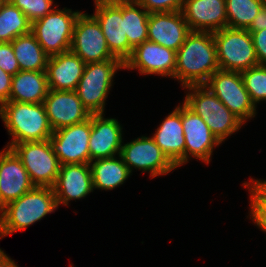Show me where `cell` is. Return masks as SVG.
Segmentation results:
<instances>
[{
  "mask_svg": "<svg viewBox=\"0 0 266 267\" xmlns=\"http://www.w3.org/2000/svg\"><path fill=\"white\" fill-rule=\"evenodd\" d=\"M250 217L261 230L266 232V205H250Z\"/></svg>",
  "mask_w": 266,
  "mask_h": 267,
  "instance_id": "37",
  "label": "cell"
},
{
  "mask_svg": "<svg viewBox=\"0 0 266 267\" xmlns=\"http://www.w3.org/2000/svg\"><path fill=\"white\" fill-rule=\"evenodd\" d=\"M57 208L53 188L34 187L4 207L0 214V239L16 231L25 230Z\"/></svg>",
  "mask_w": 266,
  "mask_h": 267,
  "instance_id": "3",
  "label": "cell"
},
{
  "mask_svg": "<svg viewBox=\"0 0 266 267\" xmlns=\"http://www.w3.org/2000/svg\"><path fill=\"white\" fill-rule=\"evenodd\" d=\"M152 138L176 167L185 164V138L181 105L162 121Z\"/></svg>",
  "mask_w": 266,
  "mask_h": 267,
  "instance_id": "22",
  "label": "cell"
},
{
  "mask_svg": "<svg viewBox=\"0 0 266 267\" xmlns=\"http://www.w3.org/2000/svg\"><path fill=\"white\" fill-rule=\"evenodd\" d=\"M0 214H1V198H0Z\"/></svg>",
  "mask_w": 266,
  "mask_h": 267,
  "instance_id": "42",
  "label": "cell"
},
{
  "mask_svg": "<svg viewBox=\"0 0 266 267\" xmlns=\"http://www.w3.org/2000/svg\"><path fill=\"white\" fill-rule=\"evenodd\" d=\"M244 87L256 106L266 101V65H257L241 72Z\"/></svg>",
  "mask_w": 266,
  "mask_h": 267,
  "instance_id": "30",
  "label": "cell"
},
{
  "mask_svg": "<svg viewBox=\"0 0 266 267\" xmlns=\"http://www.w3.org/2000/svg\"><path fill=\"white\" fill-rule=\"evenodd\" d=\"M220 69L212 32L191 31L176 51L173 78L182 87L205 84Z\"/></svg>",
  "mask_w": 266,
  "mask_h": 267,
  "instance_id": "1",
  "label": "cell"
},
{
  "mask_svg": "<svg viewBox=\"0 0 266 267\" xmlns=\"http://www.w3.org/2000/svg\"><path fill=\"white\" fill-rule=\"evenodd\" d=\"M11 149L21 159L35 187H50L56 183L60 163L48 140L14 144Z\"/></svg>",
  "mask_w": 266,
  "mask_h": 267,
  "instance_id": "8",
  "label": "cell"
},
{
  "mask_svg": "<svg viewBox=\"0 0 266 267\" xmlns=\"http://www.w3.org/2000/svg\"><path fill=\"white\" fill-rule=\"evenodd\" d=\"M120 156L131 173L134 167L149 172L152 178L177 168L152 137L142 136L122 145Z\"/></svg>",
  "mask_w": 266,
  "mask_h": 267,
  "instance_id": "13",
  "label": "cell"
},
{
  "mask_svg": "<svg viewBox=\"0 0 266 267\" xmlns=\"http://www.w3.org/2000/svg\"><path fill=\"white\" fill-rule=\"evenodd\" d=\"M43 104L53 131L84 122L91 116L75 91L49 89Z\"/></svg>",
  "mask_w": 266,
  "mask_h": 267,
  "instance_id": "15",
  "label": "cell"
},
{
  "mask_svg": "<svg viewBox=\"0 0 266 267\" xmlns=\"http://www.w3.org/2000/svg\"><path fill=\"white\" fill-rule=\"evenodd\" d=\"M119 69H124L121 60H106L85 65L75 92L91 114H104L113 77Z\"/></svg>",
  "mask_w": 266,
  "mask_h": 267,
  "instance_id": "5",
  "label": "cell"
},
{
  "mask_svg": "<svg viewBox=\"0 0 266 267\" xmlns=\"http://www.w3.org/2000/svg\"><path fill=\"white\" fill-rule=\"evenodd\" d=\"M185 0H136L149 13L182 11Z\"/></svg>",
  "mask_w": 266,
  "mask_h": 267,
  "instance_id": "33",
  "label": "cell"
},
{
  "mask_svg": "<svg viewBox=\"0 0 266 267\" xmlns=\"http://www.w3.org/2000/svg\"><path fill=\"white\" fill-rule=\"evenodd\" d=\"M85 65L84 61L71 51L49 56L46 68L49 89L75 91Z\"/></svg>",
  "mask_w": 266,
  "mask_h": 267,
  "instance_id": "23",
  "label": "cell"
},
{
  "mask_svg": "<svg viewBox=\"0 0 266 267\" xmlns=\"http://www.w3.org/2000/svg\"><path fill=\"white\" fill-rule=\"evenodd\" d=\"M11 43L20 71H46L49 55L31 32L18 36Z\"/></svg>",
  "mask_w": 266,
  "mask_h": 267,
  "instance_id": "26",
  "label": "cell"
},
{
  "mask_svg": "<svg viewBox=\"0 0 266 267\" xmlns=\"http://www.w3.org/2000/svg\"><path fill=\"white\" fill-rule=\"evenodd\" d=\"M48 91L46 71H19L12 76L9 101L43 103Z\"/></svg>",
  "mask_w": 266,
  "mask_h": 267,
  "instance_id": "24",
  "label": "cell"
},
{
  "mask_svg": "<svg viewBox=\"0 0 266 267\" xmlns=\"http://www.w3.org/2000/svg\"><path fill=\"white\" fill-rule=\"evenodd\" d=\"M32 184L21 159L11 149L5 147L0 151V198L1 213L4 207L31 191Z\"/></svg>",
  "mask_w": 266,
  "mask_h": 267,
  "instance_id": "17",
  "label": "cell"
},
{
  "mask_svg": "<svg viewBox=\"0 0 266 267\" xmlns=\"http://www.w3.org/2000/svg\"><path fill=\"white\" fill-rule=\"evenodd\" d=\"M191 29L182 11L154 12L148 17V40L177 51Z\"/></svg>",
  "mask_w": 266,
  "mask_h": 267,
  "instance_id": "18",
  "label": "cell"
},
{
  "mask_svg": "<svg viewBox=\"0 0 266 267\" xmlns=\"http://www.w3.org/2000/svg\"><path fill=\"white\" fill-rule=\"evenodd\" d=\"M103 115L91 114L90 162L120 155L123 128L117 119L104 118Z\"/></svg>",
  "mask_w": 266,
  "mask_h": 267,
  "instance_id": "19",
  "label": "cell"
},
{
  "mask_svg": "<svg viewBox=\"0 0 266 267\" xmlns=\"http://www.w3.org/2000/svg\"><path fill=\"white\" fill-rule=\"evenodd\" d=\"M244 187H247L250 192V205H266V180H254L244 182Z\"/></svg>",
  "mask_w": 266,
  "mask_h": 267,
  "instance_id": "34",
  "label": "cell"
},
{
  "mask_svg": "<svg viewBox=\"0 0 266 267\" xmlns=\"http://www.w3.org/2000/svg\"><path fill=\"white\" fill-rule=\"evenodd\" d=\"M93 16L101 26L111 53L123 63L132 55L124 27V0L96 1Z\"/></svg>",
  "mask_w": 266,
  "mask_h": 267,
  "instance_id": "11",
  "label": "cell"
},
{
  "mask_svg": "<svg viewBox=\"0 0 266 267\" xmlns=\"http://www.w3.org/2000/svg\"><path fill=\"white\" fill-rule=\"evenodd\" d=\"M204 85L243 123L256 115V106L244 87L241 72L219 69Z\"/></svg>",
  "mask_w": 266,
  "mask_h": 267,
  "instance_id": "9",
  "label": "cell"
},
{
  "mask_svg": "<svg viewBox=\"0 0 266 267\" xmlns=\"http://www.w3.org/2000/svg\"><path fill=\"white\" fill-rule=\"evenodd\" d=\"M12 76L0 68V106L9 101Z\"/></svg>",
  "mask_w": 266,
  "mask_h": 267,
  "instance_id": "36",
  "label": "cell"
},
{
  "mask_svg": "<svg viewBox=\"0 0 266 267\" xmlns=\"http://www.w3.org/2000/svg\"><path fill=\"white\" fill-rule=\"evenodd\" d=\"M53 189L58 206H67L72 199L86 197L94 191L90 164L60 165Z\"/></svg>",
  "mask_w": 266,
  "mask_h": 267,
  "instance_id": "21",
  "label": "cell"
},
{
  "mask_svg": "<svg viewBox=\"0 0 266 267\" xmlns=\"http://www.w3.org/2000/svg\"><path fill=\"white\" fill-rule=\"evenodd\" d=\"M53 0H13L12 3L18 7L32 23L49 12L53 11Z\"/></svg>",
  "mask_w": 266,
  "mask_h": 267,
  "instance_id": "31",
  "label": "cell"
},
{
  "mask_svg": "<svg viewBox=\"0 0 266 267\" xmlns=\"http://www.w3.org/2000/svg\"><path fill=\"white\" fill-rule=\"evenodd\" d=\"M0 68L11 76L20 71L11 42H0Z\"/></svg>",
  "mask_w": 266,
  "mask_h": 267,
  "instance_id": "32",
  "label": "cell"
},
{
  "mask_svg": "<svg viewBox=\"0 0 266 267\" xmlns=\"http://www.w3.org/2000/svg\"><path fill=\"white\" fill-rule=\"evenodd\" d=\"M13 0H2L3 3L12 2Z\"/></svg>",
  "mask_w": 266,
  "mask_h": 267,
  "instance_id": "40",
  "label": "cell"
},
{
  "mask_svg": "<svg viewBox=\"0 0 266 267\" xmlns=\"http://www.w3.org/2000/svg\"><path fill=\"white\" fill-rule=\"evenodd\" d=\"M183 88L189 90L184 103L201 117L220 143L244 124L204 84Z\"/></svg>",
  "mask_w": 266,
  "mask_h": 267,
  "instance_id": "4",
  "label": "cell"
},
{
  "mask_svg": "<svg viewBox=\"0 0 266 267\" xmlns=\"http://www.w3.org/2000/svg\"><path fill=\"white\" fill-rule=\"evenodd\" d=\"M70 51L85 64L106 60H120L109 50L101 26L93 15L80 13L75 25Z\"/></svg>",
  "mask_w": 266,
  "mask_h": 267,
  "instance_id": "10",
  "label": "cell"
},
{
  "mask_svg": "<svg viewBox=\"0 0 266 267\" xmlns=\"http://www.w3.org/2000/svg\"><path fill=\"white\" fill-rule=\"evenodd\" d=\"M91 116L84 122L53 131L49 138L60 165L90 164Z\"/></svg>",
  "mask_w": 266,
  "mask_h": 267,
  "instance_id": "12",
  "label": "cell"
},
{
  "mask_svg": "<svg viewBox=\"0 0 266 267\" xmlns=\"http://www.w3.org/2000/svg\"><path fill=\"white\" fill-rule=\"evenodd\" d=\"M55 9L31 23V33L49 55L70 51L75 22L81 13L71 9Z\"/></svg>",
  "mask_w": 266,
  "mask_h": 267,
  "instance_id": "7",
  "label": "cell"
},
{
  "mask_svg": "<svg viewBox=\"0 0 266 267\" xmlns=\"http://www.w3.org/2000/svg\"><path fill=\"white\" fill-rule=\"evenodd\" d=\"M212 34L220 70L242 72L259 65L248 30L225 27Z\"/></svg>",
  "mask_w": 266,
  "mask_h": 267,
  "instance_id": "6",
  "label": "cell"
},
{
  "mask_svg": "<svg viewBox=\"0 0 266 267\" xmlns=\"http://www.w3.org/2000/svg\"><path fill=\"white\" fill-rule=\"evenodd\" d=\"M182 13L191 31L214 32L227 27L226 0H185Z\"/></svg>",
  "mask_w": 266,
  "mask_h": 267,
  "instance_id": "20",
  "label": "cell"
},
{
  "mask_svg": "<svg viewBox=\"0 0 266 267\" xmlns=\"http://www.w3.org/2000/svg\"><path fill=\"white\" fill-rule=\"evenodd\" d=\"M266 0H226L227 27L248 29Z\"/></svg>",
  "mask_w": 266,
  "mask_h": 267,
  "instance_id": "29",
  "label": "cell"
},
{
  "mask_svg": "<svg viewBox=\"0 0 266 267\" xmlns=\"http://www.w3.org/2000/svg\"><path fill=\"white\" fill-rule=\"evenodd\" d=\"M0 116L14 144L48 140L53 129L43 103H21L7 101L0 106Z\"/></svg>",
  "mask_w": 266,
  "mask_h": 267,
  "instance_id": "2",
  "label": "cell"
},
{
  "mask_svg": "<svg viewBox=\"0 0 266 267\" xmlns=\"http://www.w3.org/2000/svg\"><path fill=\"white\" fill-rule=\"evenodd\" d=\"M31 32V22L12 2L0 7V42H12L15 38Z\"/></svg>",
  "mask_w": 266,
  "mask_h": 267,
  "instance_id": "28",
  "label": "cell"
},
{
  "mask_svg": "<svg viewBox=\"0 0 266 267\" xmlns=\"http://www.w3.org/2000/svg\"><path fill=\"white\" fill-rule=\"evenodd\" d=\"M96 1H111V0H94V2H96Z\"/></svg>",
  "mask_w": 266,
  "mask_h": 267,
  "instance_id": "41",
  "label": "cell"
},
{
  "mask_svg": "<svg viewBox=\"0 0 266 267\" xmlns=\"http://www.w3.org/2000/svg\"><path fill=\"white\" fill-rule=\"evenodd\" d=\"M149 14L136 0H124L125 33L133 48L148 40Z\"/></svg>",
  "mask_w": 266,
  "mask_h": 267,
  "instance_id": "27",
  "label": "cell"
},
{
  "mask_svg": "<svg viewBox=\"0 0 266 267\" xmlns=\"http://www.w3.org/2000/svg\"><path fill=\"white\" fill-rule=\"evenodd\" d=\"M124 69H137L139 73L172 77L176 69V51L149 40L137 45L124 62Z\"/></svg>",
  "mask_w": 266,
  "mask_h": 267,
  "instance_id": "14",
  "label": "cell"
},
{
  "mask_svg": "<svg viewBox=\"0 0 266 267\" xmlns=\"http://www.w3.org/2000/svg\"><path fill=\"white\" fill-rule=\"evenodd\" d=\"M266 28V4L258 12L256 17L253 19L249 28L247 29L250 33L260 31Z\"/></svg>",
  "mask_w": 266,
  "mask_h": 267,
  "instance_id": "38",
  "label": "cell"
},
{
  "mask_svg": "<svg viewBox=\"0 0 266 267\" xmlns=\"http://www.w3.org/2000/svg\"><path fill=\"white\" fill-rule=\"evenodd\" d=\"M182 125L185 138V164L190 157L200 159L206 164L210 163L214 147L221 143L201 117L184 102L182 104Z\"/></svg>",
  "mask_w": 266,
  "mask_h": 267,
  "instance_id": "16",
  "label": "cell"
},
{
  "mask_svg": "<svg viewBox=\"0 0 266 267\" xmlns=\"http://www.w3.org/2000/svg\"><path fill=\"white\" fill-rule=\"evenodd\" d=\"M255 54L260 65H266V28L251 33Z\"/></svg>",
  "mask_w": 266,
  "mask_h": 267,
  "instance_id": "35",
  "label": "cell"
},
{
  "mask_svg": "<svg viewBox=\"0 0 266 267\" xmlns=\"http://www.w3.org/2000/svg\"><path fill=\"white\" fill-rule=\"evenodd\" d=\"M93 188L113 190L130 177V170L120 155L90 162Z\"/></svg>",
  "mask_w": 266,
  "mask_h": 267,
  "instance_id": "25",
  "label": "cell"
},
{
  "mask_svg": "<svg viewBox=\"0 0 266 267\" xmlns=\"http://www.w3.org/2000/svg\"><path fill=\"white\" fill-rule=\"evenodd\" d=\"M0 267H18L15 262L0 249Z\"/></svg>",
  "mask_w": 266,
  "mask_h": 267,
  "instance_id": "39",
  "label": "cell"
}]
</instances>
